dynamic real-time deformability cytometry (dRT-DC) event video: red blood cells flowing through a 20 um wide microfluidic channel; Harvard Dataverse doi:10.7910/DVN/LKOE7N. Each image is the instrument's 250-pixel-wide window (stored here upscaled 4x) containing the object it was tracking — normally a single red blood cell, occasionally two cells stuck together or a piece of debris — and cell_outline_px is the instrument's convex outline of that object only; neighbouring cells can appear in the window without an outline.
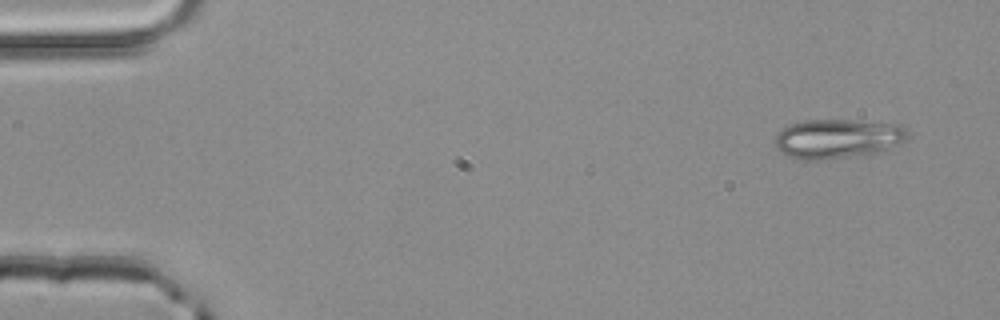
{"species": "common noctule bat (a hibernating species)", "species_latin": "Nyctalus noctula", "temperature_condition": "room temperature", "stored_images_in_passage": 3, "camera_frame_rate_fps": 3000, "um_per_image_px": 0.085, "animal": {"sex": "male", "body_mass_g": 20.4}, "frame": {"image": 1, "passage_image": 1, "time_ms": 0.0, "image_size_px": [1000, 320], "cell_outline_px": [[908, 136], [904, 140], [884, 152], [868, 156], [820, 160], [800, 160], [788, 156], [780, 152], [776, 144], [776, 132], [788, 124], [804, 120], [848, 120], [900, 124], [908, 132]], "centroid_in_image_um": [71.2, 11.81], "position_along_channel_um": 13.8, "area_um2": 31.1}}